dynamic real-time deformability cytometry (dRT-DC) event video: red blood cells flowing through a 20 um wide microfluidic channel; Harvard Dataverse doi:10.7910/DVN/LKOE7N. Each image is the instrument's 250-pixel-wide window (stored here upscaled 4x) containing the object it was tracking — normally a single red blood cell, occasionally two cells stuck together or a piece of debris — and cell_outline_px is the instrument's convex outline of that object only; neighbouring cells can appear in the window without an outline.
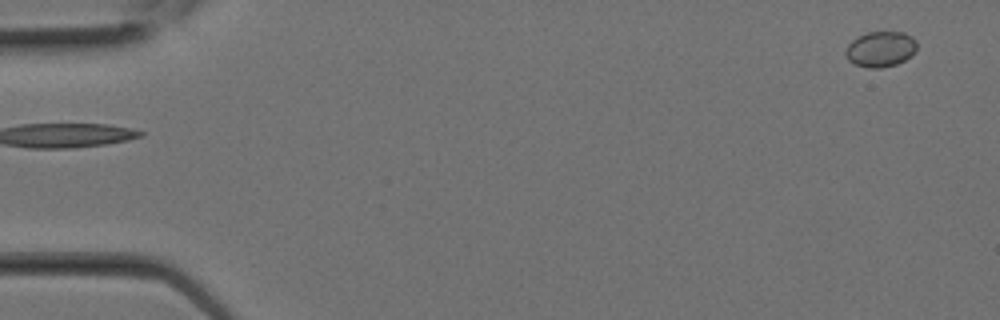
{"species": "Egyptian fruit bat (a non-hibernating species)", "species_latin": "Rousettus aegyptiacus", "temperature_condition": "room temperature", "stored_images_in_passage": 9, "segment_of_instrument_passage": [2, 2], "camera_frame_rate_fps": 3000, "um_per_image_px": 0.085, "animal": {"sex": "female"}, "frame": {"image": 1, "passage_image": 9, "time_ms": 2.667, "image_size_px": [1000, 320], "cell_outline_px": [[916, 52], [904, 60], [896, 64], [880, 68], [868, 68], [856, 64], [848, 60], [844, 52], [848, 44], [852, 40], [868, 32], [904, 32], [912, 36], [916, 40]], "centroid_in_image_um": [74.85, 4.17], "position_along_channel_um": 10.1, "area_um2": 14.74}}